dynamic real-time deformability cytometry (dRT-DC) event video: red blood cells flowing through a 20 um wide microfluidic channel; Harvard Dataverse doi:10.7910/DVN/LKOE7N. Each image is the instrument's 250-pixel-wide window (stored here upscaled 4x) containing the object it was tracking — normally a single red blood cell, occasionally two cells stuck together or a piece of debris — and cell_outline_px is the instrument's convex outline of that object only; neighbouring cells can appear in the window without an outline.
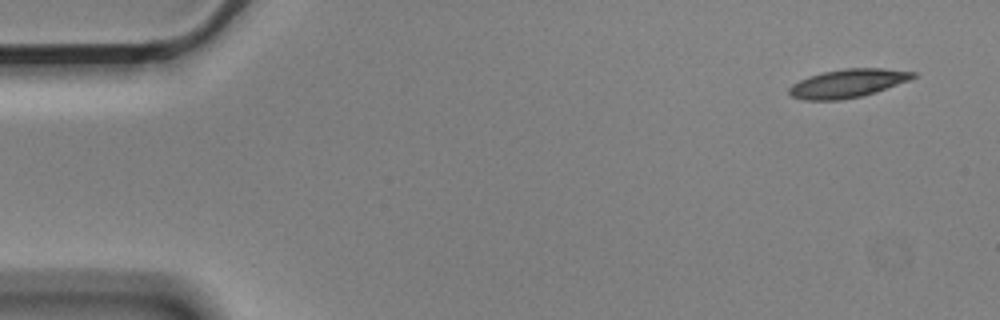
{"species": "Egyptian fruit bat (a non-hibernating species)", "species_latin": "Rousettus aegyptiacus", "temperature_condition": "cold", "stored_images_in_passage": 6, "camera_frame_rate_fps": 3000, "um_per_image_px": 0.085, "animal": {"sex": "male"}, "frame": {"image": 1, "passage_image": 1, "time_ms": 0.0, "image_size_px": [1000, 320], "cell_outline_px": [[916, 76], [908, 80], [876, 92], [860, 96], [840, 100], [804, 100], [792, 96], [788, 92], [788, 88], [792, 84], [808, 76], [824, 72], [844, 68], [884, 68], [916, 72]], "centroid_in_image_um": [72.04, 7.08], "position_along_channel_um": 13.0, "area_um2": 20.4}}
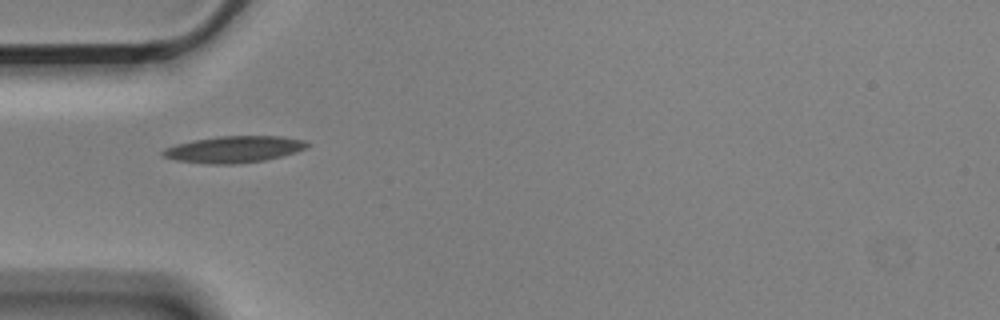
{"frame": {"image": 2, "passage_image": 5, "time_ms": 1.333, "image_size_px": [1000, 320], "cell_outline_px": [[312, 144], [296, 152], [264, 160], [236, 164], [208, 164], [176, 160], [164, 156], [160, 152], [164, 148], [176, 144], [192, 140], [216, 136], [280, 136], [304, 140]], "centroid_in_image_um": [19.87, 12.68], "position_along_channel_um": 65.1, "area_um2": 22.37}}
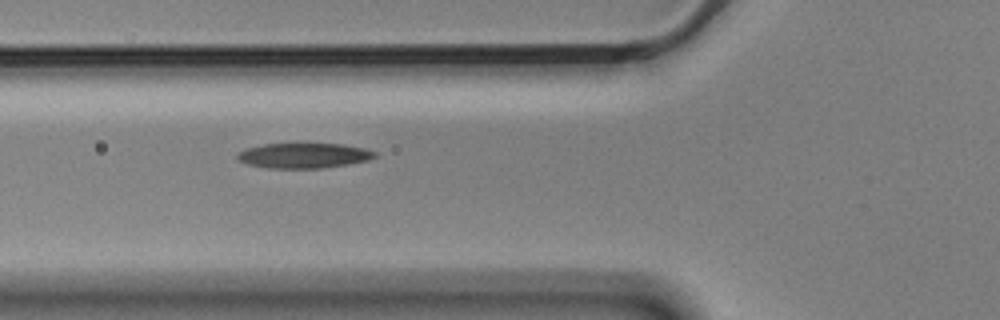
{"frame": {"image": 3, "passage_image": 6, "time_ms": 1.667, "image_size_px": [1000, 320], "cell_outline_px": [[376, 156], [368, 160], [320, 168], [268, 168], [248, 164], [240, 160], [236, 156], [240, 152], [248, 148], [264, 144], [344, 144], [364, 148], [376, 152]], "centroid_in_image_um": [25.83, 13.22], "position_along_channel_um": 100.0, "area_um2": 19.71}}